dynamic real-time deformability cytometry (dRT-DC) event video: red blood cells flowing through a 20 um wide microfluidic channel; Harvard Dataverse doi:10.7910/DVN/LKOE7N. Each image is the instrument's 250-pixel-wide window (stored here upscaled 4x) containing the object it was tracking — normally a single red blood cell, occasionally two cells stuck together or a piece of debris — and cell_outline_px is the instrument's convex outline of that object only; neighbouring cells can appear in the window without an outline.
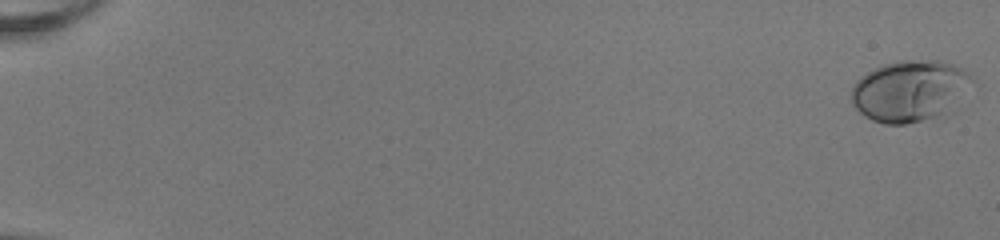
{"species": "human", "species_latin": "Homo sapiens", "temperature_condition": "room temperature", "stored_images_in_passage": 20, "camera_frame_rate_fps": 3000, "um_per_image_px": 0.085, "donor": {"sex": "female"}, "frame": {"image": 1, "passage_image": 1, "time_ms": 0.0, "image_size_px": [1000, 240], "cell_outline_px": [[968, 76], [940, 116], [904, 124], [884, 124], [872, 120], [864, 116], [852, 104], [852, 88], [856, 80], [860, 76], [884, 64], [900, 60], [940, 60], [952, 64], [968, 72]], "centroid_in_image_um": [77.11, 7.71], "position_along_channel_um": 7.9, "area_um2": 40.92}}
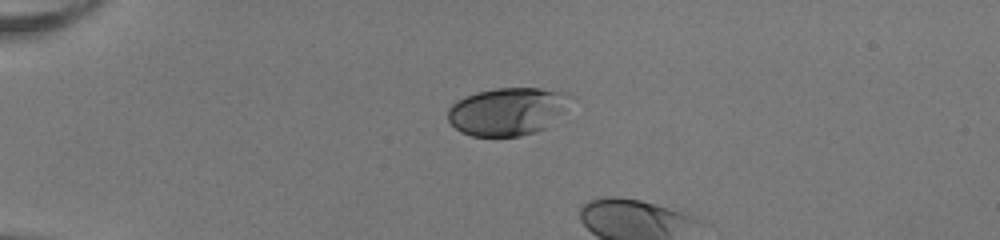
{"frame": {"image": 2, "passage_image": 15, "time_ms": 4.667, "image_size_px": [1000, 240], "cell_outline_px": [[576, 96], [544, 128], [536, 132], [520, 136], [472, 136], [460, 132], [448, 120], [448, 108], [456, 100], [464, 96], [476, 92], [496, 88], [540, 88], [568, 92]], "centroid_in_image_um": [43.11, 9.45], "position_along_channel_um": 41.9, "area_um2": 34.16}}